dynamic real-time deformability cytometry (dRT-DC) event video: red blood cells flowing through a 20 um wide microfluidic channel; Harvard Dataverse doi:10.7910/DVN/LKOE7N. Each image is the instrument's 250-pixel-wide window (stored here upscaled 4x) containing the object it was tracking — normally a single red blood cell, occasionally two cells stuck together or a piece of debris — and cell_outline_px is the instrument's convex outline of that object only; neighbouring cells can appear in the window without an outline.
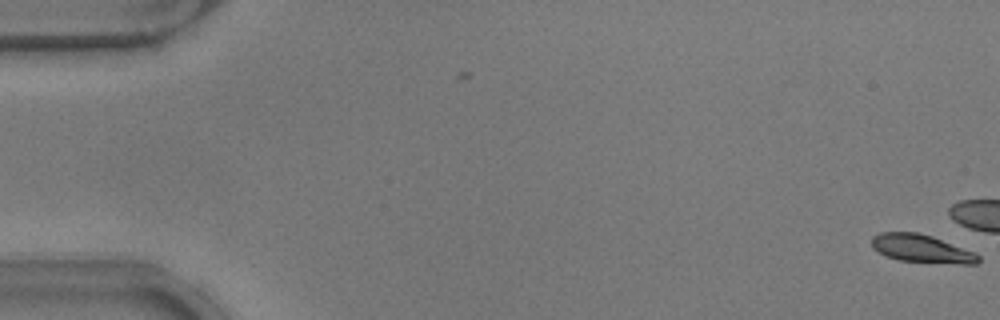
{"species": "common noctule bat (a hibernating species)", "species_latin": "Nyctalus noctula", "temperature_condition": "warm", "stored_images_in_passage": 15, "camera_frame_rate_fps": 3000, "um_per_image_px": 0.085, "animal": {"sex": "male", "body_mass_g": 17.9}, "frame": {"image": 1, "passage_image": 1, "time_ms": 0.0, "image_size_px": [1000, 320], "cell_outline_px": [[980, 260], [976, 264], [960, 264], [900, 260], [888, 256], [872, 248], [872, 236], [880, 232], [916, 232], [932, 236], [976, 252], [980, 256]], "centroid_in_image_um": [78.37, 21.12], "position_along_channel_um": 6.6, "area_um2": 17.34}}